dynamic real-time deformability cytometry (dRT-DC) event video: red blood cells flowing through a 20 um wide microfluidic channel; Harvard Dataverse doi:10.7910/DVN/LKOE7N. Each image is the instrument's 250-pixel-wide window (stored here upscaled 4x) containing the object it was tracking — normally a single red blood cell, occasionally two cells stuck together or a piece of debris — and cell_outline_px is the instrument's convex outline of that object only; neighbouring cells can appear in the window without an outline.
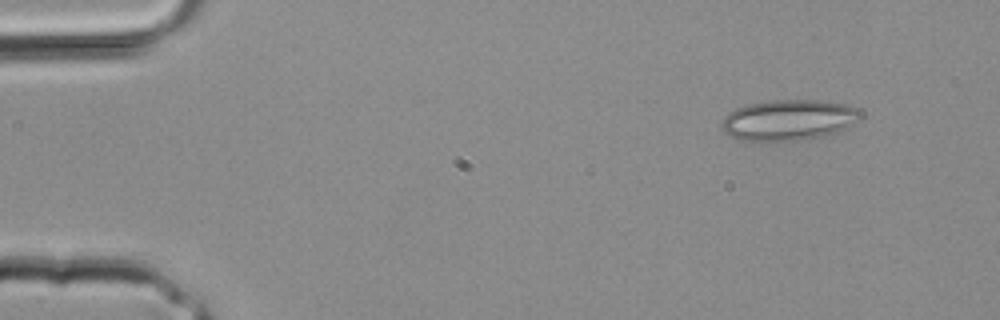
{"species": "common noctule bat (a hibernating species)", "species_latin": "Nyctalus noctula", "temperature_condition": "room temperature", "stored_images_in_passage": 2, "camera_frame_rate_fps": 3000, "um_per_image_px": 0.085, "animal": {"sex": "male", "body_mass_g": 20.4}, "frame": {"image": 1, "passage_image": 1, "time_ms": 0.0, "image_size_px": [1000, 320], "cell_outline_px": [[860, 116], [852, 124], [836, 132], [824, 136], [796, 140], [740, 140], [724, 132], [720, 124], [724, 116], [736, 108], [748, 104], [772, 100], [820, 100], [844, 104], [856, 108], [860, 112]], "centroid_in_image_um": [66.99, 10.19], "position_along_channel_um": 18.0, "area_um2": 32.54}}